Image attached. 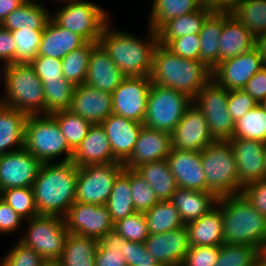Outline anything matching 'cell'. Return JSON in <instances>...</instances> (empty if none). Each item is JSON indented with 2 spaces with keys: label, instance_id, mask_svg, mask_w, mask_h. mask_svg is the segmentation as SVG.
Wrapping results in <instances>:
<instances>
[{
  "label": "cell",
  "instance_id": "1",
  "mask_svg": "<svg viewBox=\"0 0 266 266\" xmlns=\"http://www.w3.org/2000/svg\"><path fill=\"white\" fill-rule=\"evenodd\" d=\"M78 170L72 161L41 165L32 186L38 215L65 216L75 203Z\"/></svg>",
  "mask_w": 266,
  "mask_h": 266
},
{
  "label": "cell",
  "instance_id": "2",
  "mask_svg": "<svg viewBox=\"0 0 266 266\" xmlns=\"http://www.w3.org/2000/svg\"><path fill=\"white\" fill-rule=\"evenodd\" d=\"M150 78L153 84L177 90L193 100L212 79V70L200 60L182 58L158 43Z\"/></svg>",
  "mask_w": 266,
  "mask_h": 266
},
{
  "label": "cell",
  "instance_id": "3",
  "mask_svg": "<svg viewBox=\"0 0 266 266\" xmlns=\"http://www.w3.org/2000/svg\"><path fill=\"white\" fill-rule=\"evenodd\" d=\"M109 25L107 23L104 26L98 44L110 56L123 76H150L153 52L158 44L157 31L148 27L149 35L147 41H144L133 36L134 34L112 30Z\"/></svg>",
  "mask_w": 266,
  "mask_h": 266
},
{
  "label": "cell",
  "instance_id": "4",
  "mask_svg": "<svg viewBox=\"0 0 266 266\" xmlns=\"http://www.w3.org/2000/svg\"><path fill=\"white\" fill-rule=\"evenodd\" d=\"M216 205L222 212L225 243L245 244L257 249L266 239V217L242 194L220 197Z\"/></svg>",
  "mask_w": 266,
  "mask_h": 266
},
{
  "label": "cell",
  "instance_id": "5",
  "mask_svg": "<svg viewBox=\"0 0 266 266\" xmlns=\"http://www.w3.org/2000/svg\"><path fill=\"white\" fill-rule=\"evenodd\" d=\"M200 153L206 191L217 198L241 194L235 155L229 142L214 141Z\"/></svg>",
  "mask_w": 266,
  "mask_h": 266
},
{
  "label": "cell",
  "instance_id": "6",
  "mask_svg": "<svg viewBox=\"0 0 266 266\" xmlns=\"http://www.w3.org/2000/svg\"><path fill=\"white\" fill-rule=\"evenodd\" d=\"M24 148L42 163H51L53 159L64 153L66 156L60 162H69L73 157V150L62 134L57 120L51 114L28 115Z\"/></svg>",
  "mask_w": 266,
  "mask_h": 266
},
{
  "label": "cell",
  "instance_id": "7",
  "mask_svg": "<svg viewBox=\"0 0 266 266\" xmlns=\"http://www.w3.org/2000/svg\"><path fill=\"white\" fill-rule=\"evenodd\" d=\"M4 94L2 105L27 115L45 114L43 84L30 64H10Z\"/></svg>",
  "mask_w": 266,
  "mask_h": 266
},
{
  "label": "cell",
  "instance_id": "8",
  "mask_svg": "<svg viewBox=\"0 0 266 266\" xmlns=\"http://www.w3.org/2000/svg\"><path fill=\"white\" fill-rule=\"evenodd\" d=\"M63 1L67 4L52 14L51 18L62 28L80 35L86 42L98 43L104 26L109 23L106 10L86 0Z\"/></svg>",
  "mask_w": 266,
  "mask_h": 266
},
{
  "label": "cell",
  "instance_id": "9",
  "mask_svg": "<svg viewBox=\"0 0 266 266\" xmlns=\"http://www.w3.org/2000/svg\"><path fill=\"white\" fill-rule=\"evenodd\" d=\"M192 103L186 94L152 83L143 125L171 133Z\"/></svg>",
  "mask_w": 266,
  "mask_h": 266
},
{
  "label": "cell",
  "instance_id": "10",
  "mask_svg": "<svg viewBox=\"0 0 266 266\" xmlns=\"http://www.w3.org/2000/svg\"><path fill=\"white\" fill-rule=\"evenodd\" d=\"M27 221V233L19 241L32 248L45 261L59 260L69 234L64 218L56 215H37Z\"/></svg>",
  "mask_w": 266,
  "mask_h": 266
},
{
  "label": "cell",
  "instance_id": "11",
  "mask_svg": "<svg viewBox=\"0 0 266 266\" xmlns=\"http://www.w3.org/2000/svg\"><path fill=\"white\" fill-rule=\"evenodd\" d=\"M228 97L229 91L211 79L193 99L205 115L209 133L215 141L232 138L235 122L228 111Z\"/></svg>",
  "mask_w": 266,
  "mask_h": 266
},
{
  "label": "cell",
  "instance_id": "12",
  "mask_svg": "<svg viewBox=\"0 0 266 266\" xmlns=\"http://www.w3.org/2000/svg\"><path fill=\"white\" fill-rule=\"evenodd\" d=\"M123 168L121 162L79 167L75 202L106 205L115 179Z\"/></svg>",
  "mask_w": 266,
  "mask_h": 266
},
{
  "label": "cell",
  "instance_id": "13",
  "mask_svg": "<svg viewBox=\"0 0 266 266\" xmlns=\"http://www.w3.org/2000/svg\"><path fill=\"white\" fill-rule=\"evenodd\" d=\"M151 84L150 76L125 77L111 93L113 114L143 123Z\"/></svg>",
  "mask_w": 266,
  "mask_h": 266
},
{
  "label": "cell",
  "instance_id": "14",
  "mask_svg": "<svg viewBox=\"0 0 266 266\" xmlns=\"http://www.w3.org/2000/svg\"><path fill=\"white\" fill-rule=\"evenodd\" d=\"M63 218L69 233L97 240L114 226L106 205L75 202Z\"/></svg>",
  "mask_w": 266,
  "mask_h": 266
},
{
  "label": "cell",
  "instance_id": "15",
  "mask_svg": "<svg viewBox=\"0 0 266 266\" xmlns=\"http://www.w3.org/2000/svg\"><path fill=\"white\" fill-rule=\"evenodd\" d=\"M264 66L263 58L255 46L236 57L219 62L212 70V79L228 91L240 90Z\"/></svg>",
  "mask_w": 266,
  "mask_h": 266
},
{
  "label": "cell",
  "instance_id": "16",
  "mask_svg": "<svg viewBox=\"0 0 266 266\" xmlns=\"http://www.w3.org/2000/svg\"><path fill=\"white\" fill-rule=\"evenodd\" d=\"M172 149L201 152L215 140L209 133L205 115L192 103L171 132Z\"/></svg>",
  "mask_w": 266,
  "mask_h": 266
},
{
  "label": "cell",
  "instance_id": "17",
  "mask_svg": "<svg viewBox=\"0 0 266 266\" xmlns=\"http://www.w3.org/2000/svg\"><path fill=\"white\" fill-rule=\"evenodd\" d=\"M43 163L25 148L0 156V191L32 187Z\"/></svg>",
  "mask_w": 266,
  "mask_h": 266
},
{
  "label": "cell",
  "instance_id": "18",
  "mask_svg": "<svg viewBox=\"0 0 266 266\" xmlns=\"http://www.w3.org/2000/svg\"><path fill=\"white\" fill-rule=\"evenodd\" d=\"M144 244L160 266H181L191 247L186 226L165 233L150 234Z\"/></svg>",
  "mask_w": 266,
  "mask_h": 266
},
{
  "label": "cell",
  "instance_id": "19",
  "mask_svg": "<svg viewBox=\"0 0 266 266\" xmlns=\"http://www.w3.org/2000/svg\"><path fill=\"white\" fill-rule=\"evenodd\" d=\"M228 142L235 155L238 182L242 187L266 178L264 155L266 143L244 138H231Z\"/></svg>",
  "mask_w": 266,
  "mask_h": 266
},
{
  "label": "cell",
  "instance_id": "20",
  "mask_svg": "<svg viewBox=\"0 0 266 266\" xmlns=\"http://www.w3.org/2000/svg\"><path fill=\"white\" fill-rule=\"evenodd\" d=\"M171 150V133L143 125L133 152L123 165L135 170L145 163L166 159Z\"/></svg>",
  "mask_w": 266,
  "mask_h": 266
},
{
  "label": "cell",
  "instance_id": "21",
  "mask_svg": "<svg viewBox=\"0 0 266 266\" xmlns=\"http://www.w3.org/2000/svg\"><path fill=\"white\" fill-rule=\"evenodd\" d=\"M68 110L92 124H101L113 113L112 95L85 84L76 85Z\"/></svg>",
  "mask_w": 266,
  "mask_h": 266
},
{
  "label": "cell",
  "instance_id": "22",
  "mask_svg": "<svg viewBox=\"0 0 266 266\" xmlns=\"http://www.w3.org/2000/svg\"><path fill=\"white\" fill-rule=\"evenodd\" d=\"M166 160L179 188L206 191L200 152L172 149Z\"/></svg>",
  "mask_w": 266,
  "mask_h": 266
},
{
  "label": "cell",
  "instance_id": "23",
  "mask_svg": "<svg viewBox=\"0 0 266 266\" xmlns=\"http://www.w3.org/2000/svg\"><path fill=\"white\" fill-rule=\"evenodd\" d=\"M110 141L113 157L124 163L132 154L143 123L110 114L102 123Z\"/></svg>",
  "mask_w": 266,
  "mask_h": 266
},
{
  "label": "cell",
  "instance_id": "24",
  "mask_svg": "<svg viewBox=\"0 0 266 266\" xmlns=\"http://www.w3.org/2000/svg\"><path fill=\"white\" fill-rule=\"evenodd\" d=\"M71 161L77 167L118 162L113 157L110 141L101 124H92L86 137L73 151Z\"/></svg>",
  "mask_w": 266,
  "mask_h": 266
},
{
  "label": "cell",
  "instance_id": "25",
  "mask_svg": "<svg viewBox=\"0 0 266 266\" xmlns=\"http://www.w3.org/2000/svg\"><path fill=\"white\" fill-rule=\"evenodd\" d=\"M125 77L110 56L97 44L91 51L85 85L112 93Z\"/></svg>",
  "mask_w": 266,
  "mask_h": 266
},
{
  "label": "cell",
  "instance_id": "26",
  "mask_svg": "<svg viewBox=\"0 0 266 266\" xmlns=\"http://www.w3.org/2000/svg\"><path fill=\"white\" fill-rule=\"evenodd\" d=\"M219 42V62H221L254 48L256 37L230 12H223V28Z\"/></svg>",
  "mask_w": 266,
  "mask_h": 266
},
{
  "label": "cell",
  "instance_id": "27",
  "mask_svg": "<svg viewBox=\"0 0 266 266\" xmlns=\"http://www.w3.org/2000/svg\"><path fill=\"white\" fill-rule=\"evenodd\" d=\"M86 41L78 34L59 26L52 18L46 24L38 56L63 59L68 53L82 47Z\"/></svg>",
  "mask_w": 266,
  "mask_h": 266
},
{
  "label": "cell",
  "instance_id": "28",
  "mask_svg": "<svg viewBox=\"0 0 266 266\" xmlns=\"http://www.w3.org/2000/svg\"><path fill=\"white\" fill-rule=\"evenodd\" d=\"M217 199L211 192L178 187L170 202L178 209L182 222L186 225L213 209Z\"/></svg>",
  "mask_w": 266,
  "mask_h": 266
},
{
  "label": "cell",
  "instance_id": "29",
  "mask_svg": "<svg viewBox=\"0 0 266 266\" xmlns=\"http://www.w3.org/2000/svg\"><path fill=\"white\" fill-rule=\"evenodd\" d=\"M185 226L191 246H221L225 243L222 212L217 205Z\"/></svg>",
  "mask_w": 266,
  "mask_h": 266
},
{
  "label": "cell",
  "instance_id": "30",
  "mask_svg": "<svg viewBox=\"0 0 266 266\" xmlns=\"http://www.w3.org/2000/svg\"><path fill=\"white\" fill-rule=\"evenodd\" d=\"M27 117L24 112L0 104V156L24 148Z\"/></svg>",
  "mask_w": 266,
  "mask_h": 266
},
{
  "label": "cell",
  "instance_id": "31",
  "mask_svg": "<svg viewBox=\"0 0 266 266\" xmlns=\"http://www.w3.org/2000/svg\"><path fill=\"white\" fill-rule=\"evenodd\" d=\"M213 11L200 6L196 11L165 22L158 30V43L166 46L172 39L199 34L204 21Z\"/></svg>",
  "mask_w": 266,
  "mask_h": 266
},
{
  "label": "cell",
  "instance_id": "32",
  "mask_svg": "<svg viewBox=\"0 0 266 266\" xmlns=\"http://www.w3.org/2000/svg\"><path fill=\"white\" fill-rule=\"evenodd\" d=\"M135 170L150 185L159 201L170 200L178 188L166 159L145 163Z\"/></svg>",
  "mask_w": 266,
  "mask_h": 266
},
{
  "label": "cell",
  "instance_id": "33",
  "mask_svg": "<svg viewBox=\"0 0 266 266\" xmlns=\"http://www.w3.org/2000/svg\"><path fill=\"white\" fill-rule=\"evenodd\" d=\"M44 7L37 1L26 0L6 17L1 26L9 31L22 28L44 30L51 18V13Z\"/></svg>",
  "mask_w": 266,
  "mask_h": 266
},
{
  "label": "cell",
  "instance_id": "34",
  "mask_svg": "<svg viewBox=\"0 0 266 266\" xmlns=\"http://www.w3.org/2000/svg\"><path fill=\"white\" fill-rule=\"evenodd\" d=\"M223 28V12L213 11L204 21L199 33L200 61L210 70L219 64V39Z\"/></svg>",
  "mask_w": 266,
  "mask_h": 266
},
{
  "label": "cell",
  "instance_id": "35",
  "mask_svg": "<svg viewBox=\"0 0 266 266\" xmlns=\"http://www.w3.org/2000/svg\"><path fill=\"white\" fill-rule=\"evenodd\" d=\"M99 240L69 233L59 261L64 266H95Z\"/></svg>",
  "mask_w": 266,
  "mask_h": 266
},
{
  "label": "cell",
  "instance_id": "36",
  "mask_svg": "<svg viewBox=\"0 0 266 266\" xmlns=\"http://www.w3.org/2000/svg\"><path fill=\"white\" fill-rule=\"evenodd\" d=\"M106 206L113 223L136 212L130 186V169L124 167L115 179Z\"/></svg>",
  "mask_w": 266,
  "mask_h": 266
},
{
  "label": "cell",
  "instance_id": "37",
  "mask_svg": "<svg viewBox=\"0 0 266 266\" xmlns=\"http://www.w3.org/2000/svg\"><path fill=\"white\" fill-rule=\"evenodd\" d=\"M144 214L149 234L165 233L185 226L178 209L170 200L159 201Z\"/></svg>",
  "mask_w": 266,
  "mask_h": 266
},
{
  "label": "cell",
  "instance_id": "38",
  "mask_svg": "<svg viewBox=\"0 0 266 266\" xmlns=\"http://www.w3.org/2000/svg\"><path fill=\"white\" fill-rule=\"evenodd\" d=\"M230 13L255 37L266 32V0L234 3Z\"/></svg>",
  "mask_w": 266,
  "mask_h": 266
},
{
  "label": "cell",
  "instance_id": "39",
  "mask_svg": "<svg viewBox=\"0 0 266 266\" xmlns=\"http://www.w3.org/2000/svg\"><path fill=\"white\" fill-rule=\"evenodd\" d=\"M200 6L197 0H154L148 27L157 31L170 19L196 11Z\"/></svg>",
  "mask_w": 266,
  "mask_h": 266
},
{
  "label": "cell",
  "instance_id": "40",
  "mask_svg": "<svg viewBox=\"0 0 266 266\" xmlns=\"http://www.w3.org/2000/svg\"><path fill=\"white\" fill-rule=\"evenodd\" d=\"M98 43L86 42L82 47L68 53L62 59L63 76L75 86L84 84L92 49Z\"/></svg>",
  "mask_w": 266,
  "mask_h": 266
},
{
  "label": "cell",
  "instance_id": "41",
  "mask_svg": "<svg viewBox=\"0 0 266 266\" xmlns=\"http://www.w3.org/2000/svg\"><path fill=\"white\" fill-rule=\"evenodd\" d=\"M232 138L266 143V113L259 104L235 122Z\"/></svg>",
  "mask_w": 266,
  "mask_h": 266
},
{
  "label": "cell",
  "instance_id": "42",
  "mask_svg": "<svg viewBox=\"0 0 266 266\" xmlns=\"http://www.w3.org/2000/svg\"><path fill=\"white\" fill-rule=\"evenodd\" d=\"M45 96V114L69 109L75 85L62 78L60 81H41Z\"/></svg>",
  "mask_w": 266,
  "mask_h": 266
},
{
  "label": "cell",
  "instance_id": "43",
  "mask_svg": "<svg viewBox=\"0 0 266 266\" xmlns=\"http://www.w3.org/2000/svg\"><path fill=\"white\" fill-rule=\"evenodd\" d=\"M51 115L57 120L69 147L74 151L86 137L92 123L68 109Z\"/></svg>",
  "mask_w": 266,
  "mask_h": 266
},
{
  "label": "cell",
  "instance_id": "44",
  "mask_svg": "<svg viewBox=\"0 0 266 266\" xmlns=\"http://www.w3.org/2000/svg\"><path fill=\"white\" fill-rule=\"evenodd\" d=\"M43 31L31 28L10 31L16 48L11 64H30L38 56Z\"/></svg>",
  "mask_w": 266,
  "mask_h": 266
},
{
  "label": "cell",
  "instance_id": "45",
  "mask_svg": "<svg viewBox=\"0 0 266 266\" xmlns=\"http://www.w3.org/2000/svg\"><path fill=\"white\" fill-rule=\"evenodd\" d=\"M0 198L24 220L38 215L32 187L4 189L0 191Z\"/></svg>",
  "mask_w": 266,
  "mask_h": 266
},
{
  "label": "cell",
  "instance_id": "46",
  "mask_svg": "<svg viewBox=\"0 0 266 266\" xmlns=\"http://www.w3.org/2000/svg\"><path fill=\"white\" fill-rule=\"evenodd\" d=\"M257 249L245 244L224 243L214 266H253Z\"/></svg>",
  "mask_w": 266,
  "mask_h": 266
},
{
  "label": "cell",
  "instance_id": "47",
  "mask_svg": "<svg viewBox=\"0 0 266 266\" xmlns=\"http://www.w3.org/2000/svg\"><path fill=\"white\" fill-rule=\"evenodd\" d=\"M113 229L127 241L144 243L150 235L144 213L135 212L114 223Z\"/></svg>",
  "mask_w": 266,
  "mask_h": 266
},
{
  "label": "cell",
  "instance_id": "48",
  "mask_svg": "<svg viewBox=\"0 0 266 266\" xmlns=\"http://www.w3.org/2000/svg\"><path fill=\"white\" fill-rule=\"evenodd\" d=\"M130 186L136 212L146 213L159 202L150 185L133 169H130Z\"/></svg>",
  "mask_w": 266,
  "mask_h": 266
},
{
  "label": "cell",
  "instance_id": "49",
  "mask_svg": "<svg viewBox=\"0 0 266 266\" xmlns=\"http://www.w3.org/2000/svg\"><path fill=\"white\" fill-rule=\"evenodd\" d=\"M44 263L45 260L38 253L19 241L4 256L0 266H43Z\"/></svg>",
  "mask_w": 266,
  "mask_h": 266
},
{
  "label": "cell",
  "instance_id": "50",
  "mask_svg": "<svg viewBox=\"0 0 266 266\" xmlns=\"http://www.w3.org/2000/svg\"><path fill=\"white\" fill-rule=\"evenodd\" d=\"M30 65L41 81H60L64 78L62 59L37 56Z\"/></svg>",
  "mask_w": 266,
  "mask_h": 266
},
{
  "label": "cell",
  "instance_id": "51",
  "mask_svg": "<svg viewBox=\"0 0 266 266\" xmlns=\"http://www.w3.org/2000/svg\"><path fill=\"white\" fill-rule=\"evenodd\" d=\"M166 47L182 58L200 60L199 34L174 38L166 45Z\"/></svg>",
  "mask_w": 266,
  "mask_h": 266
},
{
  "label": "cell",
  "instance_id": "52",
  "mask_svg": "<svg viewBox=\"0 0 266 266\" xmlns=\"http://www.w3.org/2000/svg\"><path fill=\"white\" fill-rule=\"evenodd\" d=\"M220 246H191L181 266H214Z\"/></svg>",
  "mask_w": 266,
  "mask_h": 266
},
{
  "label": "cell",
  "instance_id": "53",
  "mask_svg": "<svg viewBox=\"0 0 266 266\" xmlns=\"http://www.w3.org/2000/svg\"><path fill=\"white\" fill-rule=\"evenodd\" d=\"M122 255L127 266H160L147 251L144 243L128 241L124 246Z\"/></svg>",
  "mask_w": 266,
  "mask_h": 266
},
{
  "label": "cell",
  "instance_id": "54",
  "mask_svg": "<svg viewBox=\"0 0 266 266\" xmlns=\"http://www.w3.org/2000/svg\"><path fill=\"white\" fill-rule=\"evenodd\" d=\"M257 104L256 100L243 89L229 91L228 111L234 122L244 116Z\"/></svg>",
  "mask_w": 266,
  "mask_h": 266
},
{
  "label": "cell",
  "instance_id": "55",
  "mask_svg": "<svg viewBox=\"0 0 266 266\" xmlns=\"http://www.w3.org/2000/svg\"><path fill=\"white\" fill-rule=\"evenodd\" d=\"M241 194L266 217V178L244 185Z\"/></svg>",
  "mask_w": 266,
  "mask_h": 266
},
{
  "label": "cell",
  "instance_id": "56",
  "mask_svg": "<svg viewBox=\"0 0 266 266\" xmlns=\"http://www.w3.org/2000/svg\"><path fill=\"white\" fill-rule=\"evenodd\" d=\"M15 210L0 198V232L11 233L20 228L23 222Z\"/></svg>",
  "mask_w": 266,
  "mask_h": 266
},
{
  "label": "cell",
  "instance_id": "57",
  "mask_svg": "<svg viewBox=\"0 0 266 266\" xmlns=\"http://www.w3.org/2000/svg\"><path fill=\"white\" fill-rule=\"evenodd\" d=\"M257 103L266 97V66L250 78L244 89Z\"/></svg>",
  "mask_w": 266,
  "mask_h": 266
},
{
  "label": "cell",
  "instance_id": "58",
  "mask_svg": "<svg viewBox=\"0 0 266 266\" xmlns=\"http://www.w3.org/2000/svg\"><path fill=\"white\" fill-rule=\"evenodd\" d=\"M123 250L97 249L95 266H127L122 255Z\"/></svg>",
  "mask_w": 266,
  "mask_h": 266
},
{
  "label": "cell",
  "instance_id": "59",
  "mask_svg": "<svg viewBox=\"0 0 266 266\" xmlns=\"http://www.w3.org/2000/svg\"><path fill=\"white\" fill-rule=\"evenodd\" d=\"M15 41L9 30L0 25V61L11 64L15 57Z\"/></svg>",
  "mask_w": 266,
  "mask_h": 266
},
{
  "label": "cell",
  "instance_id": "60",
  "mask_svg": "<svg viewBox=\"0 0 266 266\" xmlns=\"http://www.w3.org/2000/svg\"><path fill=\"white\" fill-rule=\"evenodd\" d=\"M128 241L118 234L114 229L107 232L99 239L97 249H116L124 250V246Z\"/></svg>",
  "mask_w": 266,
  "mask_h": 266
},
{
  "label": "cell",
  "instance_id": "61",
  "mask_svg": "<svg viewBox=\"0 0 266 266\" xmlns=\"http://www.w3.org/2000/svg\"><path fill=\"white\" fill-rule=\"evenodd\" d=\"M235 0H202L201 6L215 12H230Z\"/></svg>",
  "mask_w": 266,
  "mask_h": 266
},
{
  "label": "cell",
  "instance_id": "62",
  "mask_svg": "<svg viewBox=\"0 0 266 266\" xmlns=\"http://www.w3.org/2000/svg\"><path fill=\"white\" fill-rule=\"evenodd\" d=\"M26 0H0V25L6 17Z\"/></svg>",
  "mask_w": 266,
  "mask_h": 266
},
{
  "label": "cell",
  "instance_id": "63",
  "mask_svg": "<svg viewBox=\"0 0 266 266\" xmlns=\"http://www.w3.org/2000/svg\"><path fill=\"white\" fill-rule=\"evenodd\" d=\"M256 47L258 48L264 65L266 66V32L256 37Z\"/></svg>",
  "mask_w": 266,
  "mask_h": 266
},
{
  "label": "cell",
  "instance_id": "64",
  "mask_svg": "<svg viewBox=\"0 0 266 266\" xmlns=\"http://www.w3.org/2000/svg\"><path fill=\"white\" fill-rule=\"evenodd\" d=\"M257 258L266 264V239L257 248Z\"/></svg>",
  "mask_w": 266,
  "mask_h": 266
},
{
  "label": "cell",
  "instance_id": "65",
  "mask_svg": "<svg viewBox=\"0 0 266 266\" xmlns=\"http://www.w3.org/2000/svg\"><path fill=\"white\" fill-rule=\"evenodd\" d=\"M3 72L0 73V76L3 75V78H4V88H5V93H6V84H7V73H8V69H9V66L10 64L7 63L6 61H3Z\"/></svg>",
  "mask_w": 266,
  "mask_h": 266
},
{
  "label": "cell",
  "instance_id": "66",
  "mask_svg": "<svg viewBox=\"0 0 266 266\" xmlns=\"http://www.w3.org/2000/svg\"><path fill=\"white\" fill-rule=\"evenodd\" d=\"M43 266H64L59 260L45 261Z\"/></svg>",
  "mask_w": 266,
  "mask_h": 266
},
{
  "label": "cell",
  "instance_id": "67",
  "mask_svg": "<svg viewBox=\"0 0 266 266\" xmlns=\"http://www.w3.org/2000/svg\"><path fill=\"white\" fill-rule=\"evenodd\" d=\"M253 266H266V264L260 261L258 258H256L253 263Z\"/></svg>",
  "mask_w": 266,
  "mask_h": 266
},
{
  "label": "cell",
  "instance_id": "68",
  "mask_svg": "<svg viewBox=\"0 0 266 266\" xmlns=\"http://www.w3.org/2000/svg\"><path fill=\"white\" fill-rule=\"evenodd\" d=\"M266 113V97L258 103Z\"/></svg>",
  "mask_w": 266,
  "mask_h": 266
},
{
  "label": "cell",
  "instance_id": "69",
  "mask_svg": "<svg viewBox=\"0 0 266 266\" xmlns=\"http://www.w3.org/2000/svg\"><path fill=\"white\" fill-rule=\"evenodd\" d=\"M247 1H250V0H235L234 3L247 2Z\"/></svg>",
  "mask_w": 266,
  "mask_h": 266
},
{
  "label": "cell",
  "instance_id": "70",
  "mask_svg": "<svg viewBox=\"0 0 266 266\" xmlns=\"http://www.w3.org/2000/svg\"><path fill=\"white\" fill-rule=\"evenodd\" d=\"M264 155H265V165H266V146H265V149H264Z\"/></svg>",
  "mask_w": 266,
  "mask_h": 266
}]
</instances>
